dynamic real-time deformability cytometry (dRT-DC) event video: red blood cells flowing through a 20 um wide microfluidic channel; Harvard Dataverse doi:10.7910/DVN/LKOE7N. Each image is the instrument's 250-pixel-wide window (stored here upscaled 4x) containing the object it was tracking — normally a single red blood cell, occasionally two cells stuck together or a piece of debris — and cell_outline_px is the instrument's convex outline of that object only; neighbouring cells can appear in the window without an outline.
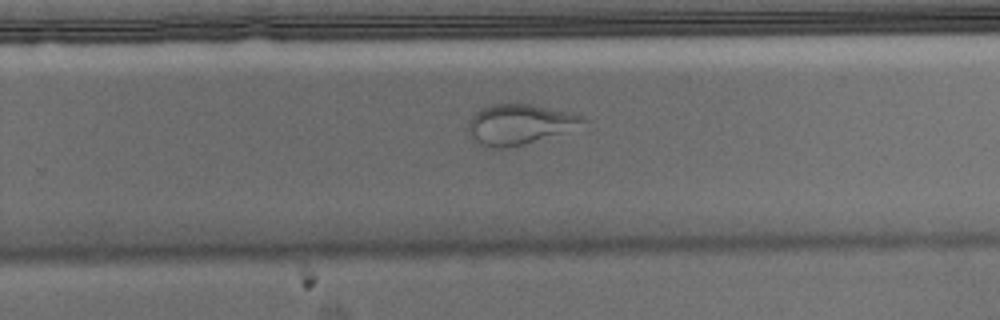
{"species": "Egyptian fruit bat (a non-hibernating species)", "species_latin": "Rousettus aegyptiacus", "temperature_condition": "warm", "stored_images_in_passage": 43, "camera_frame_rate_fps": 3000, "um_per_image_px": 0.085, "animal": {"sex": "male"}, "frame": {"image": 1, "passage_image": 31, "time_ms": 10.0, "image_size_px": [1000, 320], "cell_outline_px": [[588, 120], [564, 132], [508, 148], [496, 148], [480, 144], [472, 136], [468, 128], [468, 120], [476, 112], [492, 104], [528, 104], [568, 112], [584, 116]], "centroid_in_image_um": [44.12, 10.56], "position_along_channel_um": 285.7, "area_um2": 26.07}}